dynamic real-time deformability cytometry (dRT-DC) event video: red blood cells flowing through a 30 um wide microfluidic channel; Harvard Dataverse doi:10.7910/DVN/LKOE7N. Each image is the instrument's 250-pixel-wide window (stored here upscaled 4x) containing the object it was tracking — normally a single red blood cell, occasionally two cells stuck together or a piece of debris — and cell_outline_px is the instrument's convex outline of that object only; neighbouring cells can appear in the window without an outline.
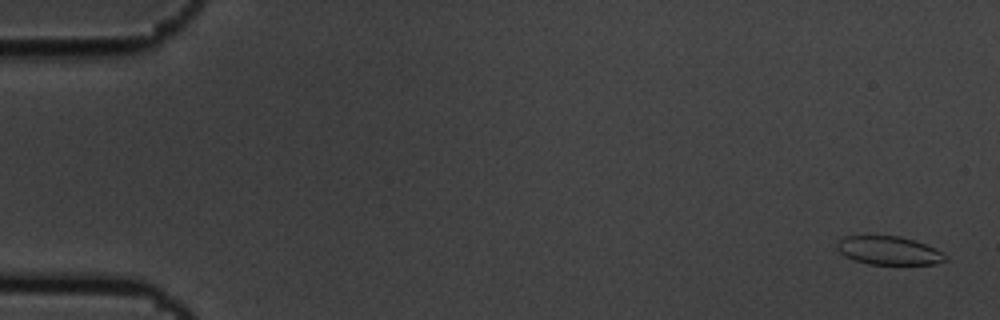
{"species": "common noctule bat (a hibernating species)", "species_latin": "Nyctalus noctula", "temperature_condition": "cold", "stored_images_in_passage": 9, "camera_frame_rate_fps": 3000, "um_per_image_px": 0.085, "animal": {"sex": "male", "body_mass_g": 19.5, "forearm_length_mm": 54.6}, "frame": {"image": 1, "passage_image": 1, "time_ms": 0.0, "image_size_px": [1000, 320], "cell_outline_px": [[948, 260], [936, 264], [868, 264], [844, 256], [836, 248], [836, 244], [844, 236], [900, 236], [924, 244], [944, 252], [948, 256]], "centroid_in_image_um": [75.57, 21.3], "position_along_channel_um": 9.4, "area_um2": 17.92}}
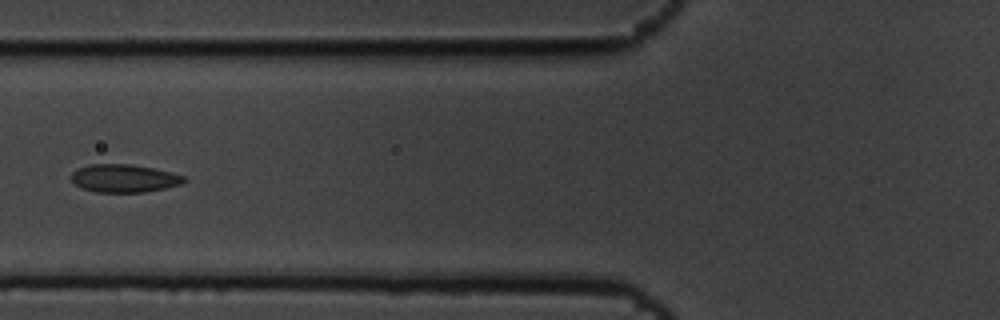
{"frame": {"image": 2, "passage_image": 6, "time_ms": 1.667, "image_size_px": [1000, 320], "cell_outline_px": [[184, 180], [180, 184], [164, 188], [144, 192], [96, 192], [80, 188], [72, 180], [72, 172], [76, 168], [88, 164], [132, 164], [172, 172], [184, 176]], "centroid_in_image_um": [10.5, 15.15], "position_along_channel_um": 115.3, "area_um2": 18.32}}
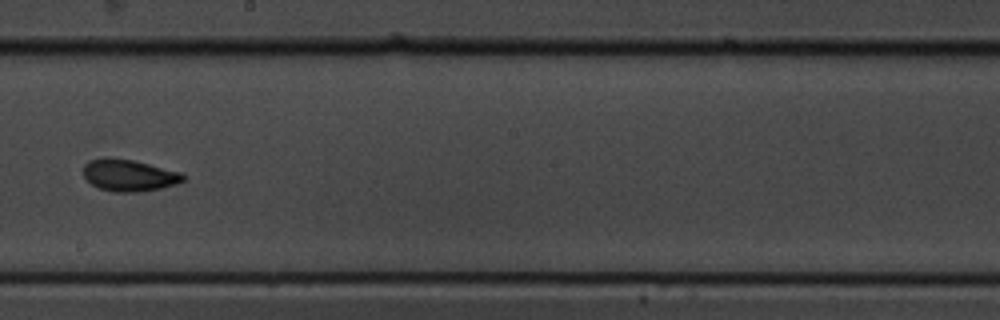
{"frame": {"image": 3, "passage_image": 9, "time_ms": 2.667, "image_size_px": [1000, 320], "cell_outline_px": [[184, 180], [176, 184], [160, 188], [140, 192], [112, 192], [96, 188], [84, 176], [84, 164], [88, 160], [132, 160], [180, 172], [184, 176]], "centroid_in_image_um": [10.97, 14.95], "position_along_channel_um": 237.2, "area_um2": 17.92}}